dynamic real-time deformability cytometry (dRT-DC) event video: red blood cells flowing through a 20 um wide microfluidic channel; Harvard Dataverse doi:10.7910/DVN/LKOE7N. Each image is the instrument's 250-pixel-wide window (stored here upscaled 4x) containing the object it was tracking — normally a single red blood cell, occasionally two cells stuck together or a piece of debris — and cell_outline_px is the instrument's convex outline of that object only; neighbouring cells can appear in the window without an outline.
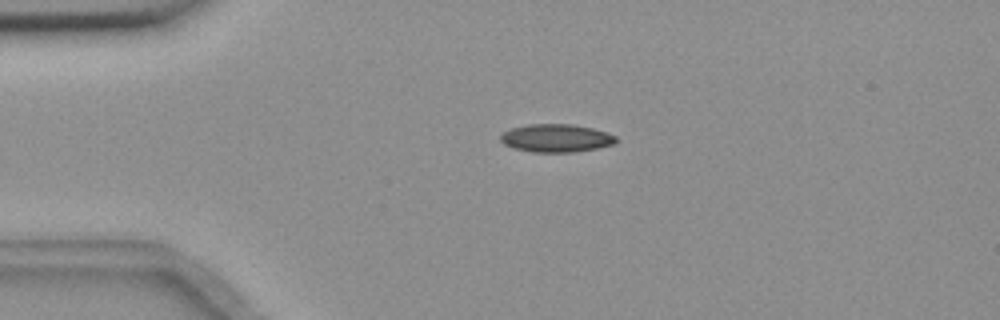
{"species": "common noctule bat (a hibernating species)", "species_latin": "Nyctalus noctula", "temperature_condition": "room temperature", "stored_images_in_passage": 2, "camera_frame_rate_fps": 3000, "um_per_image_px": 0.085, "animal": {"sex": "female", "body_mass_g": 18.4}, "frame": {"image": 1, "passage_image": 1, "time_ms": 0.0, "image_size_px": [1000, 320], "cell_outline_px": [[616, 144], [596, 148], [572, 152], [532, 152], [512, 148], [504, 144], [500, 140], [500, 136], [504, 132], [512, 128], [528, 124], [572, 124], [592, 128], [608, 132], [616, 136]], "centroid_in_image_um": [47.28, 11.74], "position_along_channel_um": 37.7, "area_um2": 18.9}}
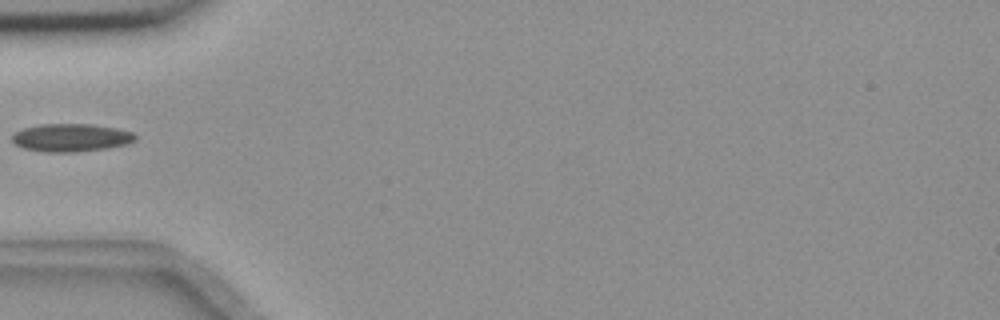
{"frame": {"image": 2, "passage_image": 2, "time_ms": 0.333, "image_size_px": [1000, 320], "cell_outline_px": [[136, 140], [128, 144], [104, 148], [76, 152], [44, 152], [24, 148], [12, 144], [12, 136], [16, 132], [24, 128], [40, 124], [92, 124], [116, 128], [132, 132], [136, 136]], "centroid_in_image_um": [6.02, 11.7], "position_along_channel_um": 79.0, "area_um2": 20.06}}